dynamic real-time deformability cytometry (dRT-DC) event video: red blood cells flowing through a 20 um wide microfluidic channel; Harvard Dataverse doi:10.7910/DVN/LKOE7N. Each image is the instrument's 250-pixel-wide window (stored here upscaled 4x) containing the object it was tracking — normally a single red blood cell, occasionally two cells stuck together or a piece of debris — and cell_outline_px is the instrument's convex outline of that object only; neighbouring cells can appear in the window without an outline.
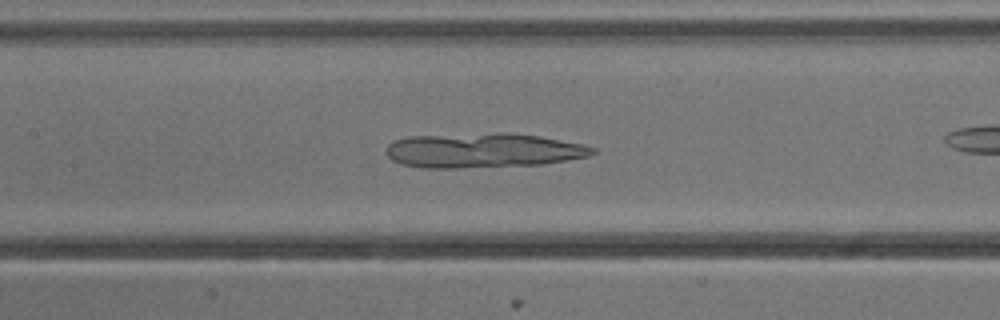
{"species": "common noctule bat (a hibernating species)", "species_latin": "Nyctalus noctula", "temperature_condition": "cold", "stored_images_in_passage": 41, "camera_frame_rate_fps": 3000, "um_per_image_px": 0.085, "animal": {"sex": "male", "body_mass_g": 13.3}, "frame": {"image": 1, "passage_image": 24, "time_ms": 7.667, "image_size_px": [1000, 320], "cell_outline_px": [[596, 152], [588, 156], [544, 164], [456, 168], [420, 168], [400, 164], [392, 160], [388, 156], [384, 148], [392, 140], [408, 136], [496, 132], [508, 132], [540, 136], [584, 144], [596, 148]], "centroid_in_image_um": [41.02, 12.77], "position_along_channel_um": 166.4, "area_um2": 42.25}}
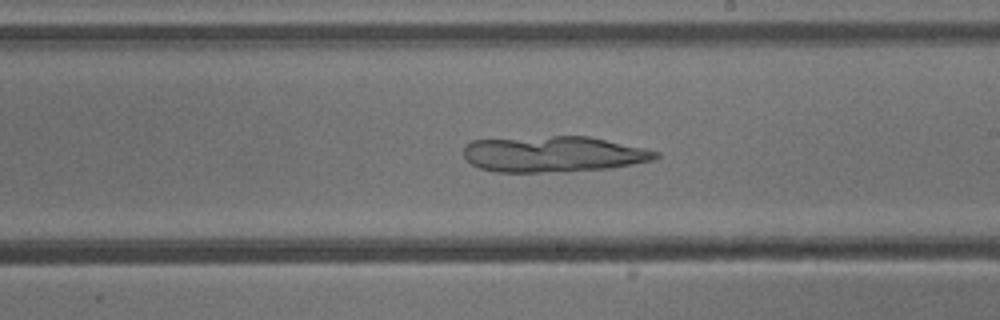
{"frame": {"image": 2, "passage_image": 30, "time_ms": 9.667, "image_size_px": [1000, 320], "cell_outline_px": [[660, 156], [652, 160], [608, 168], [540, 172], [496, 172], [480, 168], [472, 164], [464, 156], [464, 148], [472, 140], [552, 136], [588, 136], [660, 152]], "centroid_in_image_um": [47.0, 13.09], "position_along_channel_um": 242.0, "area_um2": 39.59}}